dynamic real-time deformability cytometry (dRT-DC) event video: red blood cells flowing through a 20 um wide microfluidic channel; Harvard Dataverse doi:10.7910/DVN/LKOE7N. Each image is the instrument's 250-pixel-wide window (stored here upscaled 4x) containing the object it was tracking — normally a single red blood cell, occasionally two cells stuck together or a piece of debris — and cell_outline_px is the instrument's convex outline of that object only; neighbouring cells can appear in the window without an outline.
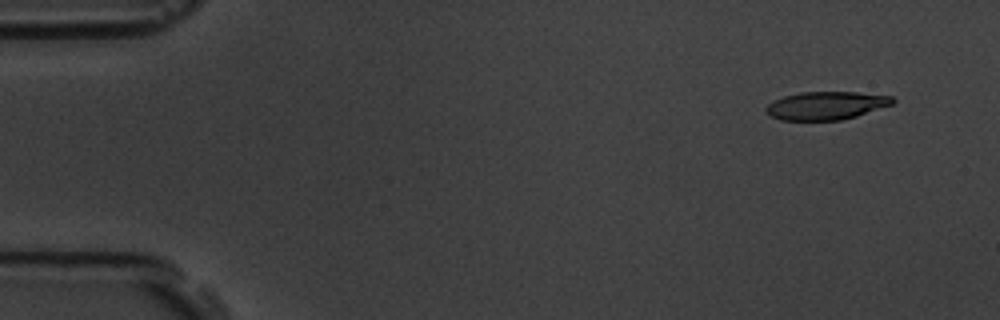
{"species": "common noctule bat (a hibernating species)", "species_latin": "Nyctalus noctula", "temperature_condition": "room temperature", "stored_images_in_passage": 7, "camera_frame_rate_fps": 3000, "um_per_image_px": 0.085, "animal": {"sex": "male", "body_mass_g": 19.5, "forearm_length_mm": 54.6}, "frame": {"image": 1, "passage_image": 1, "time_ms": 0.0, "image_size_px": [1000, 320], "cell_outline_px": [[896, 100], [892, 104], [856, 116], [840, 120], [780, 120], [764, 112], [764, 108], [768, 104], [784, 96], [800, 92], [856, 92], [892, 96]], "centroid_in_image_um": [70.2, 8.97], "position_along_channel_um": 14.8, "area_um2": 20.63}}
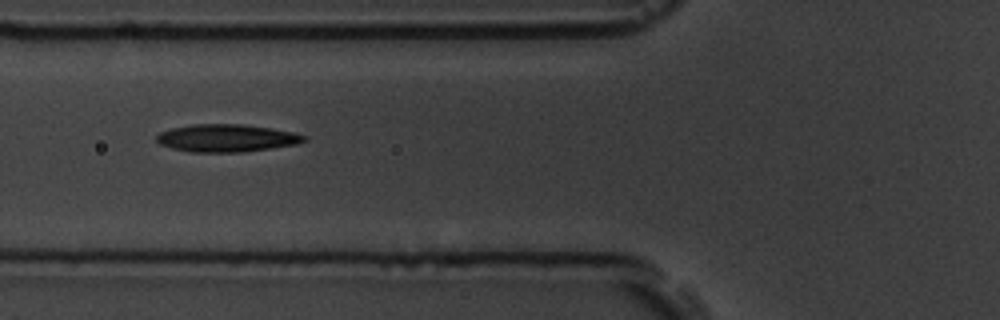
{"frame": {"image": 2, "passage_image": 6, "time_ms": 5.667, "image_size_px": [1000, 320], "cell_outline_px": [[308, 140], [296, 144], [244, 152], [192, 152], [172, 148], [160, 144], [156, 140], [156, 136], [160, 132], [172, 128], [192, 124], [244, 124], [272, 128], [292, 132], [308, 136]], "centroid_in_image_um": [19.28, 11.73], "position_along_channel_um": 106.5, "area_um2": 23.76}}
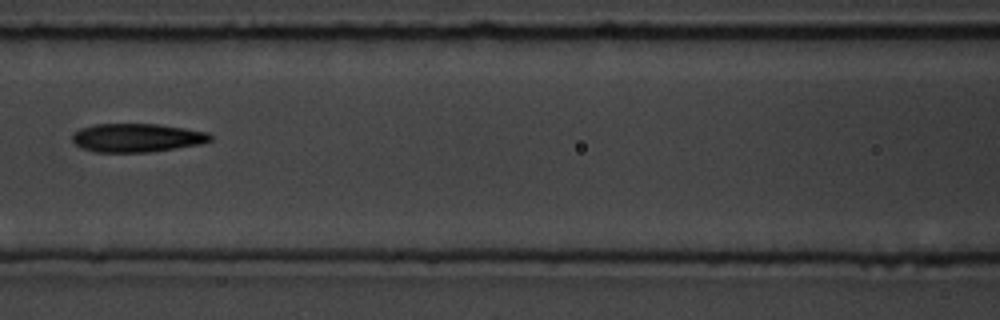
{"frame": {"image": 3, "passage_image": 7, "time_ms": 7.0, "image_size_px": [1000, 320], "cell_outline_px": [[212, 140], [200, 144], [176, 148], [148, 152], [96, 152], [80, 148], [72, 140], [72, 136], [80, 128], [96, 124], [156, 124], [184, 128], [208, 132], [212, 136]], "centroid_in_image_um": [11.63, 11.71], "position_along_channel_um": 155.0, "area_um2": 22.89}}